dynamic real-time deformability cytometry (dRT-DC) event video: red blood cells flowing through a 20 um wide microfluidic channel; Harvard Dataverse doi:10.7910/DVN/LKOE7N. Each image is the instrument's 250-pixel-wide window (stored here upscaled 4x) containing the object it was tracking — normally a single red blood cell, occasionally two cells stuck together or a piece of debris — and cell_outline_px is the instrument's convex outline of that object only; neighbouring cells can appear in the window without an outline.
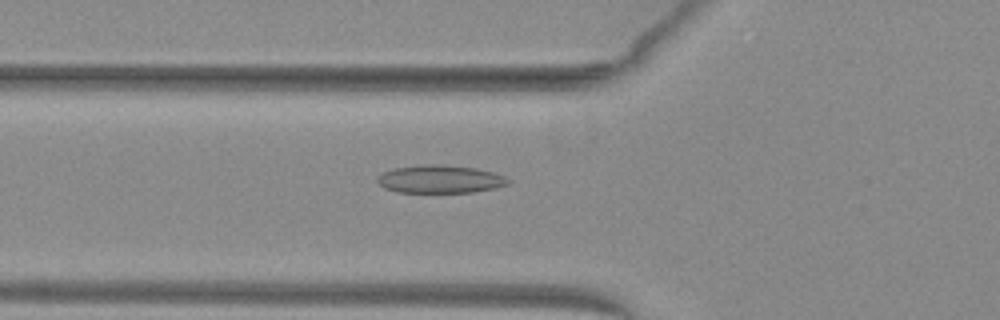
{"species": "common noctule bat (a hibernating species)", "species_latin": "Nyctalus noctula", "temperature_condition": "warm", "stored_images_in_passage": 51, "camera_frame_rate_fps": 3000, "um_per_image_px": 0.085, "animal": {"sex": "female", "body_mass_g": 29.2, "forearm_length_mm": 56.3}, "frame": {"image": 1, "passage_image": 20, "time_ms": 6.333, "image_size_px": [1000, 320], "cell_outline_px": [[512, 180], [508, 184], [496, 188], [472, 192], [396, 192], [384, 188], [376, 180], [376, 176], [392, 168], [424, 164], [436, 164], [476, 168], [492, 172], [504, 176]], "centroid_in_image_um": [37.39, 15.22], "position_along_channel_um": 88.4, "area_um2": 21.39}}
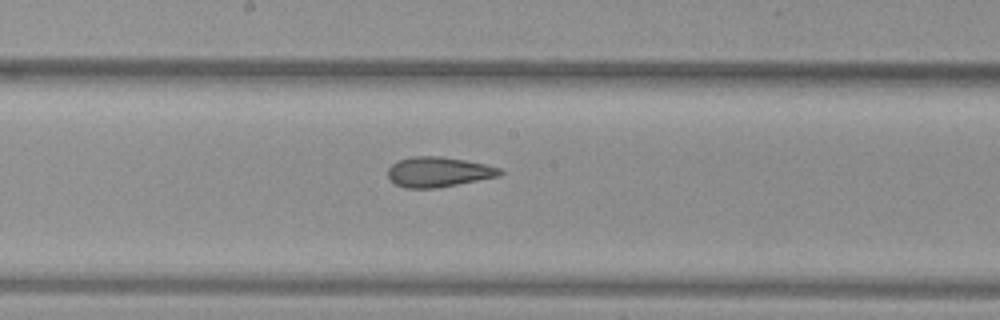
{"frame": {"image": 2, "passage_image": 29, "time_ms": 9.333, "image_size_px": [1000, 320], "cell_outline_px": [[504, 172], [500, 176], [440, 188], [404, 188], [388, 180], [388, 168], [392, 164], [400, 160], [412, 156], [440, 156], [464, 160], [484, 164], [500, 168]], "centroid_in_image_um": [37.26, 14.63], "position_along_channel_um": 210.9, "area_um2": 19.77}}
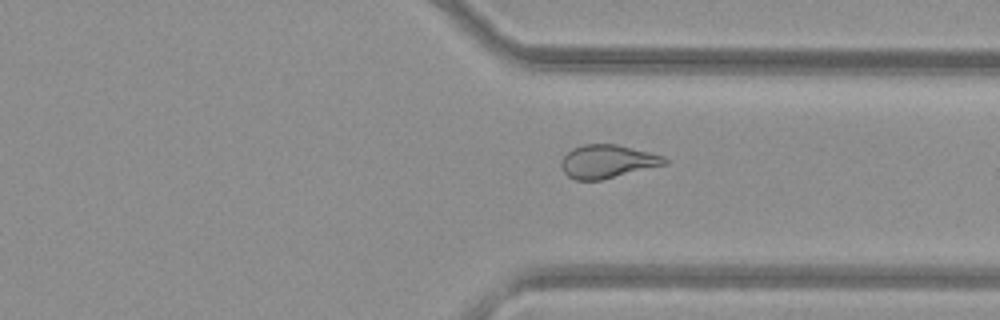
{"frame": {"image": 3, "passage_image": 40, "time_ms": 13.0, "image_size_px": [1000, 320], "cell_outline_px": [[668, 164], [600, 180], [576, 180], [568, 176], [564, 172], [560, 164], [564, 156], [572, 148], [584, 144], [616, 144], [664, 156], [668, 160]], "centroid_in_image_um": [51.63, 13.72], "position_along_channel_um": 359.8, "area_um2": 19.94}}